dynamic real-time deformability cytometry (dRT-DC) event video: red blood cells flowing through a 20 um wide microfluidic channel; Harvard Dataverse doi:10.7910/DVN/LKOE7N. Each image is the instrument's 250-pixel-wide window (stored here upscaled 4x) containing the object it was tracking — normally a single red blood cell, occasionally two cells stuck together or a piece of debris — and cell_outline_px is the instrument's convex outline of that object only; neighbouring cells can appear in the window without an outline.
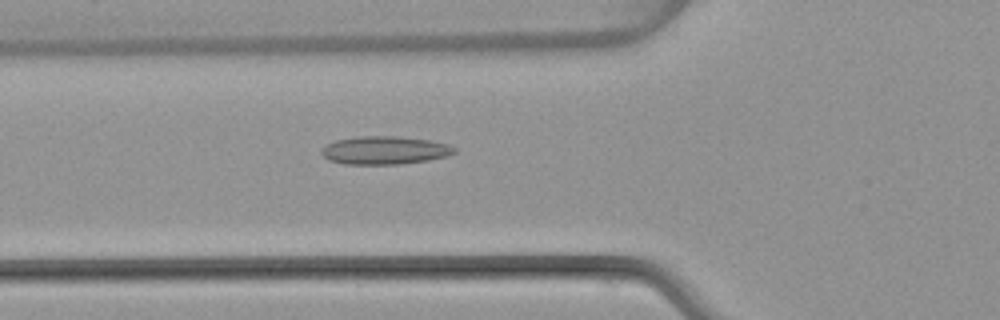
{"species": "common noctule bat (a hibernating species)", "species_latin": "Nyctalus noctula", "temperature_condition": "warm", "stored_images_in_passage": 50, "camera_frame_rate_fps": 3000, "um_per_image_px": 0.085, "animal": {"sex": "female", "body_mass_g": 22.7, "forearm_length_mm": 54.2}, "frame": {"image": 1, "passage_image": 18, "time_ms": 5.667, "image_size_px": [1000, 320], "cell_outline_px": [[456, 152], [448, 156], [428, 160], [400, 164], [344, 164], [328, 160], [320, 152], [320, 148], [336, 140], [360, 136], [400, 136], [428, 140], [448, 144], [456, 148]], "centroid_in_image_um": [32.7, 12.77], "position_along_channel_um": 93.1, "area_um2": 21.85}}
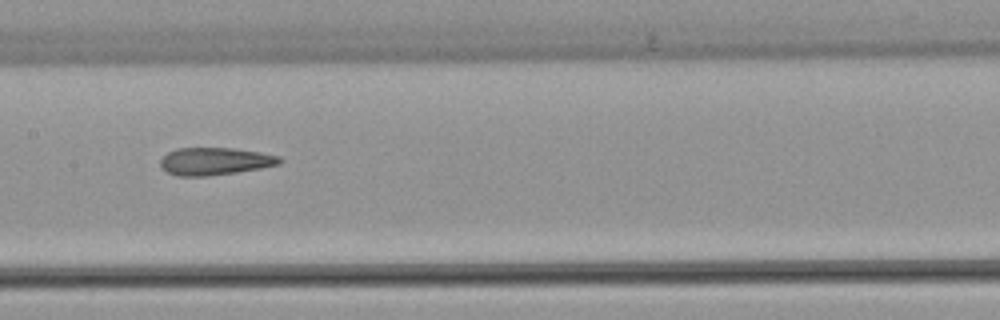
{"frame": {"image": 2, "passage_image": 25, "time_ms": 8.0, "image_size_px": [1000, 320], "cell_outline_px": [[284, 160], [280, 164], [260, 168], [236, 172], [208, 176], [176, 176], [160, 168], [160, 160], [168, 152], [176, 148], [232, 148], [260, 152], [280, 156]], "centroid_in_image_um": [18.26, 13.71], "position_along_channel_um": 189.1, "area_um2": 19.19}}
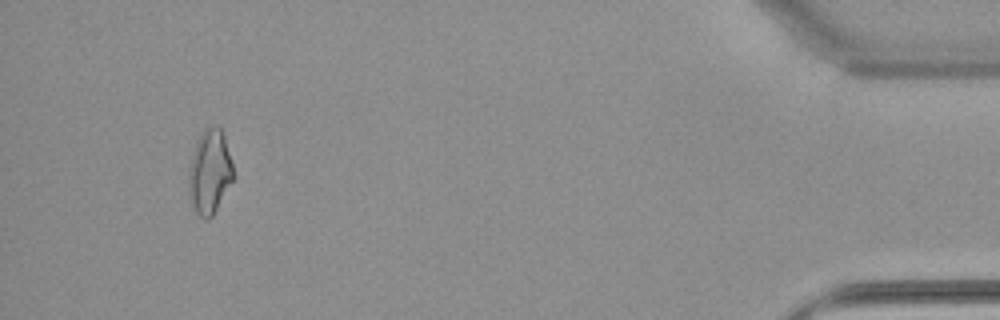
{"frame": {"image": 3, "passage_image": 47, "time_ms": 15.333, "image_size_px": [1000, 320], "cell_outline_px": [[232, 180], [212, 216], [208, 220], [204, 220], [196, 212], [188, 196], [188, 172], [196, 140], [204, 128], [220, 128], [224, 136], [232, 164]], "centroid_in_image_um": [17.78, 14.64], "position_along_channel_um": 417.4, "area_um2": 21.5}, "authors_computed_cell_mechanics": {"area_um2": 20.1433, "velocity_mm_per_s": 4.0854, "shape_relaxation_time_tau1_ms": null, "shape_relaxation_time_tau2_ms": 2.5889, "deformation_change_tau1": null, "deformation_change_tau2": 0.1343}}